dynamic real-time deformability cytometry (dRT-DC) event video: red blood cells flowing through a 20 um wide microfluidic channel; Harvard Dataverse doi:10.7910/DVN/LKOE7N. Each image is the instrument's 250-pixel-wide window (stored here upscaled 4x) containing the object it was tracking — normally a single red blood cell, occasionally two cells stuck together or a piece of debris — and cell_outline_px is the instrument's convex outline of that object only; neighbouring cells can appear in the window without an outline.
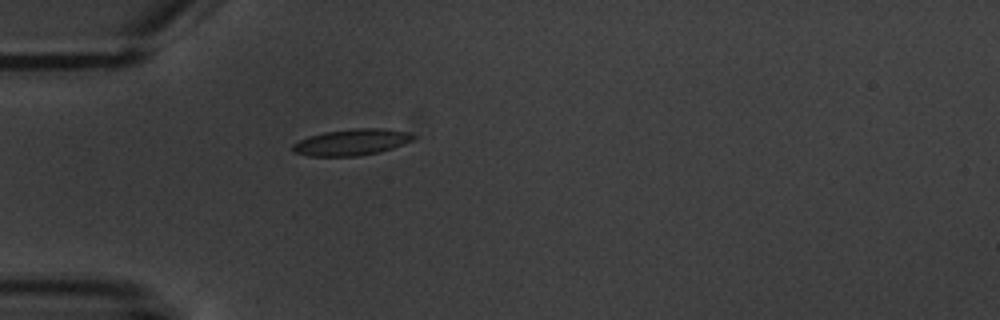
{"species": "common noctule bat (a hibernating species)", "species_latin": "Nyctalus noctula", "temperature_condition": "warm", "stored_images_in_passage": 1, "camera_frame_rate_fps": 3000, "um_per_image_px": 0.085, "animal": {"sex": "male", "body_mass_g": 20.1, "forearm_length_mm": 53.5}, "frame": {"image": 1, "passage_image": 1, "time_ms": 0.0, "image_size_px": [1000, 320], "cell_outline_px": [[416, 136], [412, 140], [404, 144], [380, 152], [356, 156], [308, 156], [292, 152], [292, 144], [308, 136], [324, 132], [352, 128], [380, 128], [404, 132]], "centroid_in_image_um": [29.83, 12.09], "position_along_channel_um": 55.2, "area_um2": 18.44}}